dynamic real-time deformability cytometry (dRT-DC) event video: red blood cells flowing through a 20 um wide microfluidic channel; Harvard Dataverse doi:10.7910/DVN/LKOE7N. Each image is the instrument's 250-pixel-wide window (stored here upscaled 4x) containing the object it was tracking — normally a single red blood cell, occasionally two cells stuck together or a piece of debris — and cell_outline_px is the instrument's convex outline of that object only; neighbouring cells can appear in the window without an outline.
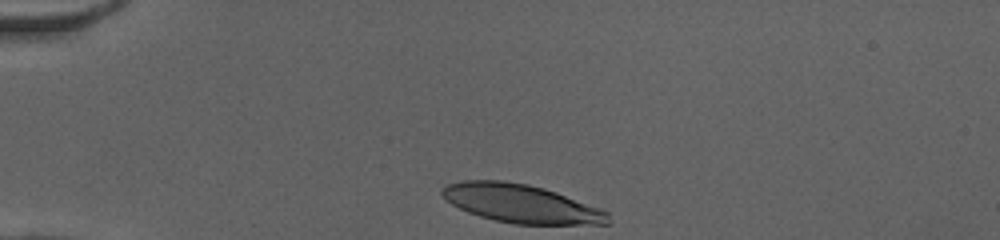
{"species": "human", "species_latin": "Homo sapiens", "temperature_condition": "cold", "stored_images_in_passage": 32, "camera_frame_rate_fps": 3000, "um_per_image_px": 0.085, "donor": {"sex": "female"}, "frame": {"image": 1, "passage_image": 1, "time_ms": 0.0, "image_size_px": [1000, 240], "cell_outline_px": [[608, 224], [516, 224], [496, 220], [480, 216], [468, 212], [452, 204], [440, 192], [448, 184], [464, 180], [496, 180], [528, 184], [564, 196], [608, 212]], "centroid_in_image_um": [44.23, 17.31], "position_along_channel_um": 40.8, "area_um2": 36.07}}
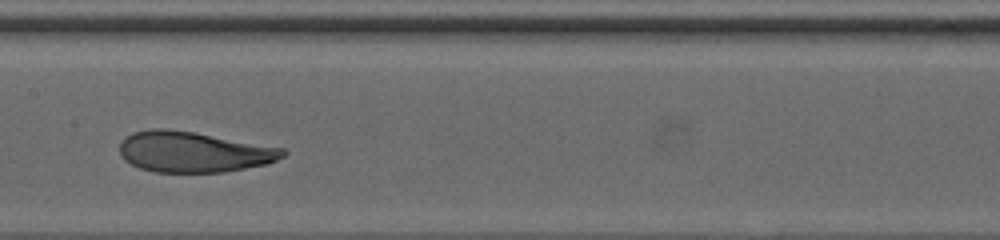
{"frame": {"image": 2, "passage_image": 16, "time_ms": 5.0, "image_size_px": [1000, 240], "cell_outline_px": [[288, 152], [284, 156], [276, 160], [264, 164], [220, 172], [156, 172], [140, 168], [124, 160], [120, 152], [120, 144], [132, 132], [156, 128], [160, 128], [192, 132], [284, 148]], "centroid_in_image_um": [16.44, 12.91], "position_along_channel_um": 191.0, "area_um2": 38.03}}
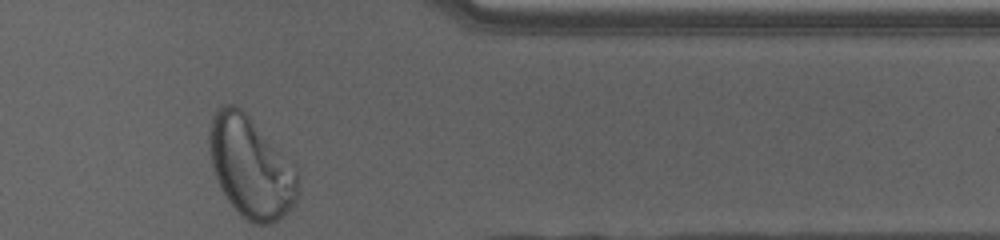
{"frame": {"image": 3, "passage_image": 32, "time_ms": 10.333, "image_size_px": [1000, 240], "cell_outline_px": [[296, 200], [276, 220], [268, 224], [256, 224], [248, 220], [228, 200], [216, 176], [212, 164], [208, 140], [208, 132], [212, 116], [216, 108], [228, 104], [232, 104], [240, 108], [248, 116], [296, 172]], "centroid_in_image_um": [21.23, 14.18], "position_along_channel_um": 390.2, "area_um2": 49.82}, "authors_computed_cell_mechanics": {"area_um2": 38.1769, "velocity_mm_per_s": 3.9397, "shape_relaxation_time_tau1_ms": 7.5452, "shape_relaxation_time_tau2_ms": 0.7562, "deformation_change_tau1": 0.2779, "deformation_change_tau2": 0.0701}}